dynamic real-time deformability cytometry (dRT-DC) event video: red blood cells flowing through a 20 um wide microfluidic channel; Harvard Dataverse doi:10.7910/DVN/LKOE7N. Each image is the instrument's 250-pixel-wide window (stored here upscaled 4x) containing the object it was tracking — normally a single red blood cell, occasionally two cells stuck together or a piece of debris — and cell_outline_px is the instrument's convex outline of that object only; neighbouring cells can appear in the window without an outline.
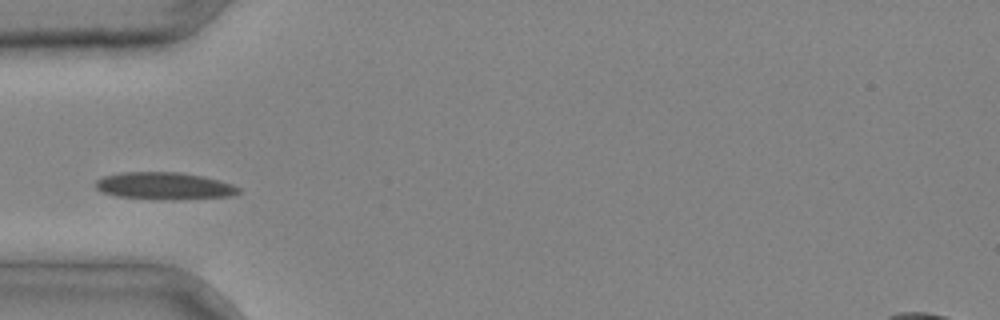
{"species": "common noctule bat (a hibernating species)", "species_latin": "Nyctalus noctula", "temperature_condition": "cold", "stored_images_in_passage": 1, "camera_frame_rate_fps": 3000, "um_per_image_px": 0.085, "animal": {"sex": "male", "body_mass_g": 20.4}, "frame": {"image": 1, "passage_image": 1, "time_ms": 0.0, "image_size_px": [1000, 320], "cell_outline_px": [[240, 192], [232, 196], [176, 200], [160, 200], [116, 196], [104, 192], [96, 188], [96, 180], [104, 176], [120, 172], [176, 172], [204, 176], [232, 184], [240, 188]], "centroid_in_image_um": [13.98, 15.81], "position_along_channel_um": 71.0, "area_um2": 22.83}}